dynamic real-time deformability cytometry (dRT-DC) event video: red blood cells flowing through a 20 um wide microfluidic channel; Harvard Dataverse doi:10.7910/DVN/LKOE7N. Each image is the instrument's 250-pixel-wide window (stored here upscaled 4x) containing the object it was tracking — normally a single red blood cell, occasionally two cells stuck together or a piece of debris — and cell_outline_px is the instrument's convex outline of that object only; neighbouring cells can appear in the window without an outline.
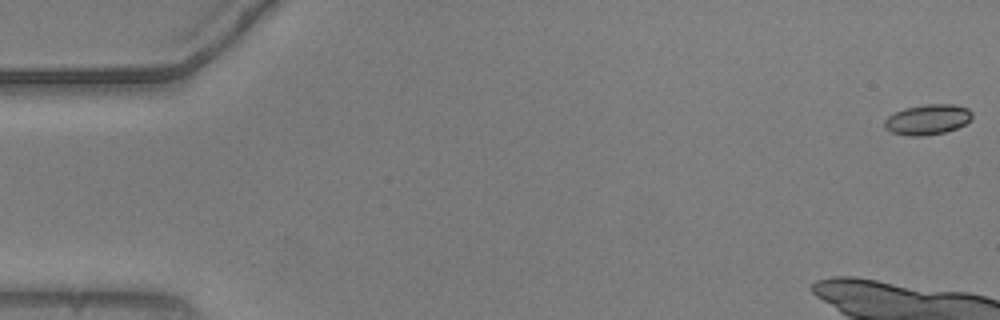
{"species": "common noctule bat (a hibernating species)", "species_latin": "Nyctalus noctula", "temperature_condition": "warm", "stored_images_in_passage": 13, "camera_frame_rate_fps": 3000, "um_per_image_px": 0.085, "animal": {"sex": "male", "body_mass_g": 20.5, "forearm_length_mm": 52.5}, "frame": {"image": 1, "passage_image": 1, "time_ms": 0.0, "image_size_px": [1000, 320], "cell_outline_px": [[972, 116], [964, 124], [956, 128], [944, 132], [920, 136], [908, 136], [892, 132], [884, 128], [884, 120], [888, 116], [904, 108], [924, 104], [952, 104], [968, 108], [972, 112]], "centroid_in_image_um": [78.81, 10.15], "position_along_channel_um": 6.2, "area_um2": 15.37}}